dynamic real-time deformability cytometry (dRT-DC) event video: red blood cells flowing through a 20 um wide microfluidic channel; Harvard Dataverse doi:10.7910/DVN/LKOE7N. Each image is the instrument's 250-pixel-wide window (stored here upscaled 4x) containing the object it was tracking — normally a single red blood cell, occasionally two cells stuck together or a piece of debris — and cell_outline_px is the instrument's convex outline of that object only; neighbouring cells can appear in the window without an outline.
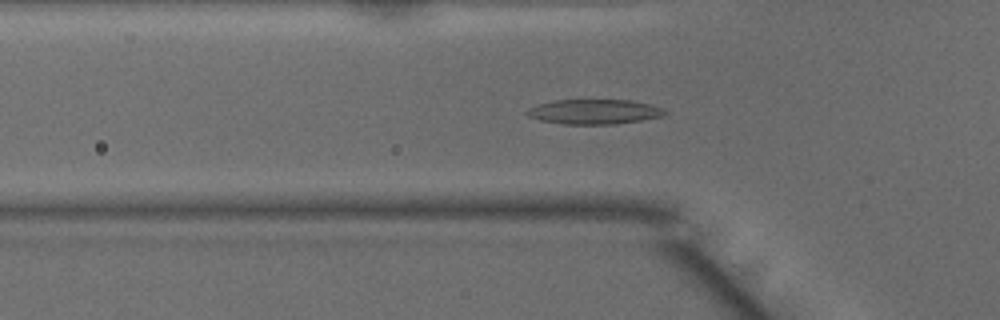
{"species": "common noctule bat (a hibernating species)", "species_latin": "Nyctalus noctula", "temperature_condition": "warm", "stored_images_in_passage": 49, "camera_frame_rate_fps": 3000, "um_per_image_px": 0.085, "animal": {"sex": "male", "body_mass_g": 15.6}, "frame": {"image": 1, "passage_image": 16, "time_ms": 5.0, "image_size_px": [1000, 320], "cell_outline_px": [[668, 112], [664, 116], [616, 124], [564, 124], [540, 120], [528, 116], [524, 112], [528, 108], [540, 104], [556, 100], [632, 100], [652, 104], [664, 108]], "centroid_in_image_um": [50.55, 9.49], "position_along_channel_um": 75.2, "area_um2": 20.0}}
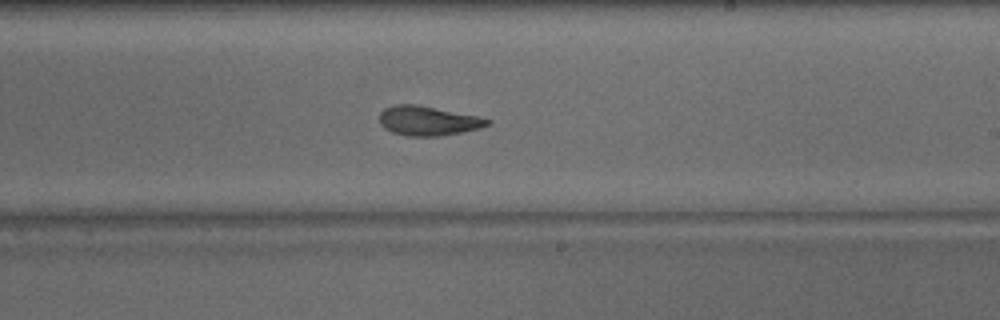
{"frame": {"image": 2, "passage_image": 29, "time_ms": 9.333, "image_size_px": [1000, 320], "cell_outline_px": [[492, 124], [480, 128], [440, 136], [408, 136], [392, 132], [384, 128], [380, 124], [380, 112], [384, 108], [396, 104], [412, 104], [480, 116], [492, 120]], "centroid_in_image_um": [36.4, 10.27], "position_along_channel_um": 252.6, "area_um2": 18.5}}
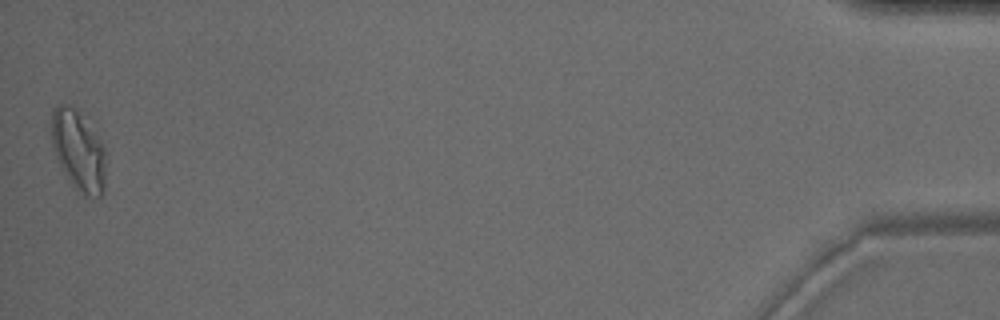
{"frame": {"image": 3, "passage_image": 49, "time_ms": 16.0, "image_size_px": [1000, 320], "cell_outline_px": [[104, 192], [100, 196], [88, 196], [76, 188], [64, 172], [56, 156], [52, 144], [52, 108], [56, 104], [64, 104], [80, 112], [96, 132], [104, 148]], "centroid_in_image_um": [6.66, 12.75], "position_along_channel_um": 428.5, "area_um2": 24.91}, "authors_computed_cell_mechanics": {"area_um2": 19.1896, "velocity_mm_per_s": 4.0691, "shape_relaxation_time_tau1_ms": 6.4473, "shape_relaxation_time_tau2_ms": 1.8503, "deformation_change_tau1": 0.2084, "deformation_change_tau2": 0.0909}}